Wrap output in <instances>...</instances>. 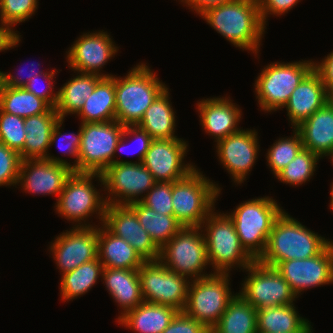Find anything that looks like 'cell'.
Masks as SVG:
<instances>
[{"instance_id": "obj_26", "label": "cell", "mask_w": 333, "mask_h": 333, "mask_svg": "<svg viewBox=\"0 0 333 333\" xmlns=\"http://www.w3.org/2000/svg\"><path fill=\"white\" fill-rule=\"evenodd\" d=\"M102 278L109 294L122 308L118 320L144 301L138 270L104 268Z\"/></svg>"}, {"instance_id": "obj_53", "label": "cell", "mask_w": 333, "mask_h": 333, "mask_svg": "<svg viewBox=\"0 0 333 333\" xmlns=\"http://www.w3.org/2000/svg\"><path fill=\"white\" fill-rule=\"evenodd\" d=\"M329 103L333 106V90L329 92Z\"/></svg>"}, {"instance_id": "obj_5", "label": "cell", "mask_w": 333, "mask_h": 333, "mask_svg": "<svg viewBox=\"0 0 333 333\" xmlns=\"http://www.w3.org/2000/svg\"><path fill=\"white\" fill-rule=\"evenodd\" d=\"M222 189L195 168L186 177L172 182L174 217L183 227H200Z\"/></svg>"}, {"instance_id": "obj_36", "label": "cell", "mask_w": 333, "mask_h": 333, "mask_svg": "<svg viewBox=\"0 0 333 333\" xmlns=\"http://www.w3.org/2000/svg\"><path fill=\"white\" fill-rule=\"evenodd\" d=\"M50 108L45 100L24 88L1 86L0 109L6 113L27 118L46 113Z\"/></svg>"}, {"instance_id": "obj_37", "label": "cell", "mask_w": 333, "mask_h": 333, "mask_svg": "<svg viewBox=\"0 0 333 333\" xmlns=\"http://www.w3.org/2000/svg\"><path fill=\"white\" fill-rule=\"evenodd\" d=\"M320 158L321 157L316 153L303 148L297 156L276 175V178L292 186L302 185L306 181H309L314 175Z\"/></svg>"}, {"instance_id": "obj_18", "label": "cell", "mask_w": 333, "mask_h": 333, "mask_svg": "<svg viewBox=\"0 0 333 333\" xmlns=\"http://www.w3.org/2000/svg\"><path fill=\"white\" fill-rule=\"evenodd\" d=\"M256 130L240 129L216 143L219 161L236 184L246 180L258 158L259 138Z\"/></svg>"}, {"instance_id": "obj_41", "label": "cell", "mask_w": 333, "mask_h": 333, "mask_svg": "<svg viewBox=\"0 0 333 333\" xmlns=\"http://www.w3.org/2000/svg\"><path fill=\"white\" fill-rule=\"evenodd\" d=\"M140 201L157 213L173 215L172 182H156Z\"/></svg>"}, {"instance_id": "obj_20", "label": "cell", "mask_w": 333, "mask_h": 333, "mask_svg": "<svg viewBox=\"0 0 333 333\" xmlns=\"http://www.w3.org/2000/svg\"><path fill=\"white\" fill-rule=\"evenodd\" d=\"M118 47L107 32H87L81 35L69 48L67 62L70 69L78 73L96 74L112 77L111 74L99 72L102 67L118 52Z\"/></svg>"}, {"instance_id": "obj_28", "label": "cell", "mask_w": 333, "mask_h": 333, "mask_svg": "<svg viewBox=\"0 0 333 333\" xmlns=\"http://www.w3.org/2000/svg\"><path fill=\"white\" fill-rule=\"evenodd\" d=\"M178 312L177 309L168 305L143 301L117 322L138 333H162Z\"/></svg>"}, {"instance_id": "obj_15", "label": "cell", "mask_w": 333, "mask_h": 333, "mask_svg": "<svg viewBox=\"0 0 333 333\" xmlns=\"http://www.w3.org/2000/svg\"><path fill=\"white\" fill-rule=\"evenodd\" d=\"M298 297L309 288L333 283V241L318 255L282 261L275 267Z\"/></svg>"}, {"instance_id": "obj_14", "label": "cell", "mask_w": 333, "mask_h": 333, "mask_svg": "<svg viewBox=\"0 0 333 333\" xmlns=\"http://www.w3.org/2000/svg\"><path fill=\"white\" fill-rule=\"evenodd\" d=\"M244 270L248 275L239 294L254 308L290 305L298 298L275 267L255 260Z\"/></svg>"}, {"instance_id": "obj_40", "label": "cell", "mask_w": 333, "mask_h": 333, "mask_svg": "<svg viewBox=\"0 0 333 333\" xmlns=\"http://www.w3.org/2000/svg\"><path fill=\"white\" fill-rule=\"evenodd\" d=\"M37 3L38 0H0V23L18 35L13 25L30 19L35 14Z\"/></svg>"}, {"instance_id": "obj_47", "label": "cell", "mask_w": 333, "mask_h": 333, "mask_svg": "<svg viewBox=\"0 0 333 333\" xmlns=\"http://www.w3.org/2000/svg\"><path fill=\"white\" fill-rule=\"evenodd\" d=\"M300 0H258L262 22L266 25L268 15L280 16L290 11Z\"/></svg>"}, {"instance_id": "obj_4", "label": "cell", "mask_w": 333, "mask_h": 333, "mask_svg": "<svg viewBox=\"0 0 333 333\" xmlns=\"http://www.w3.org/2000/svg\"><path fill=\"white\" fill-rule=\"evenodd\" d=\"M283 211L272 197L265 196L240 203L228 214L241 246L254 260L264 253L273 224Z\"/></svg>"}, {"instance_id": "obj_42", "label": "cell", "mask_w": 333, "mask_h": 333, "mask_svg": "<svg viewBox=\"0 0 333 333\" xmlns=\"http://www.w3.org/2000/svg\"><path fill=\"white\" fill-rule=\"evenodd\" d=\"M21 157L0 142V186L18 185Z\"/></svg>"}, {"instance_id": "obj_54", "label": "cell", "mask_w": 333, "mask_h": 333, "mask_svg": "<svg viewBox=\"0 0 333 333\" xmlns=\"http://www.w3.org/2000/svg\"><path fill=\"white\" fill-rule=\"evenodd\" d=\"M1 86H2V72L0 71V89H1Z\"/></svg>"}, {"instance_id": "obj_11", "label": "cell", "mask_w": 333, "mask_h": 333, "mask_svg": "<svg viewBox=\"0 0 333 333\" xmlns=\"http://www.w3.org/2000/svg\"><path fill=\"white\" fill-rule=\"evenodd\" d=\"M124 126L118 121L81 123L78 172L102 173L115 163V148Z\"/></svg>"}, {"instance_id": "obj_7", "label": "cell", "mask_w": 333, "mask_h": 333, "mask_svg": "<svg viewBox=\"0 0 333 333\" xmlns=\"http://www.w3.org/2000/svg\"><path fill=\"white\" fill-rule=\"evenodd\" d=\"M97 178L103 185V179L100 173L97 172H76L69 176L64 189L59 195L55 203V210L57 213L65 217V219L76 222L78 224L74 227H91L90 223H86L94 213L99 216L101 225L104 221L106 202L105 198L100 196L98 189L92 184L93 180ZM98 212V213H97ZM84 221V222H83ZM84 223V224H83Z\"/></svg>"}, {"instance_id": "obj_55", "label": "cell", "mask_w": 333, "mask_h": 333, "mask_svg": "<svg viewBox=\"0 0 333 333\" xmlns=\"http://www.w3.org/2000/svg\"><path fill=\"white\" fill-rule=\"evenodd\" d=\"M313 330H312V327L306 332V333H312Z\"/></svg>"}, {"instance_id": "obj_10", "label": "cell", "mask_w": 333, "mask_h": 333, "mask_svg": "<svg viewBox=\"0 0 333 333\" xmlns=\"http://www.w3.org/2000/svg\"><path fill=\"white\" fill-rule=\"evenodd\" d=\"M202 232L200 227H182L160 249L159 260L172 272L191 281L212 275L203 272L209 262Z\"/></svg>"}, {"instance_id": "obj_38", "label": "cell", "mask_w": 333, "mask_h": 333, "mask_svg": "<svg viewBox=\"0 0 333 333\" xmlns=\"http://www.w3.org/2000/svg\"><path fill=\"white\" fill-rule=\"evenodd\" d=\"M293 132L291 137L279 138L267 151L266 159L274 176L284 169L304 148L298 131L294 128Z\"/></svg>"}, {"instance_id": "obj_32", "label": "cell", "mask_w": 333, "mask_h": 333, "mask_svg": "<svg viewBox=\"0 0 333 333\" xmlns=\"http://www.w3.org/2000/svg\"><path fill=\"white\" fill-rule=\"evenodd\" d=\"M96 74L80 73L71 78L58 90V101L55 107L60 118L69 114H78L84 101L93 93L96 84L102 79Z\"/></svg>"}, {"instance_id": "obj_34", "label": "cell", "mask_w": 333, "mask_h": 333, "mask_svg": "<svg viewBox=\"0 0 333 333\" xmlns=\"http://www.w3.org/2000/svg\"><path fill=\"white\" fill-rule=\"evenodd\" d=\"M128 206L136 213L140 225L160 249L183 227L174 215L157 213L141 201Z\"/></svg>"}, {"instance_id": "obj_1", "label": "cell", "mask_w": 333, "mask_h": 333, "mask_svg": "<svg viewBox=\"0 0 333 333\" xmlns=\"http://www.w3.org/2000/svg\"><path fill=\"white\" fill-rule=\"evenodd\" d=\"M200 16L235 47L258 53L266 29L258 0H234Z\"/></svg>"}, {"instance_id": "obj_16", "label": "cell", "mask_w": 333, "mask_h": 333, "mask_svg": "<svg viewBox=\"0 0 333 333\" xmlns=\"http://www.w3.org/2000/svg\"><path fill=\"white\" fill-rule=\"evenodd\" d=\"M57 236L49 246L62 274L98 257V226L72 227Z\"/></svg>"}, {"instance_id": "obj_35", "label": "cell", "mask_w": 333, "mask_h": 333, "mask_svg": "<svg viewBox=\"0 0 333 333\" xmlns=\"http://www.w3.org/2000/svg\"><path fill=\"white\" fill-rule=\"evenodd\" d=\"M103 264L98 257L83 263L61 277L60 294L63 301L73 300L87 293L102 277Z\"/></svg>"}, {"instance_id": "obj_44", "label": "cell", "mask_w": 333, "mask_h": 333, "mask_svg": "<svg viewBox=\"0 0 333 333\" xmlns=\"http://www.w3.org/2000/svg\"><path fill=\"white\" fill-rule=\"evenodd\" d=\"M58 72L56 69L52 71H46L43 74H38L34 76L32 79H30L26 85L24 86V89L27 90L28 92L33 93L35 96L42 98L45 100L51 107L55 108L57 105L58 101V91H56L55 94H53L54 90H52L54 87V76ZM40 77L43 79L47 80V87L43 88L40 87L38 88L37 85L41 82H39Z\"/></svg>"}, {"instance_id": "obj_31", "label": "cell", "mask_w": 333, "mask_h": 333, "mask_svg": "<svg viewBox=\"0 0 333 333\" xmlns=\"http://www.w3.org/2000/svg\"><path fill=\"white\" fill-rule=\"evenodd\" d=\"M298 314L294 304L257 309V333L307 332L312 326Z\"/></svg>"}, {"instance_id": "obj_23", "label": "cell", "mask_w": 333, "mask_h": 333, "mask_svg": "<svg viewBox=\"0 0 333 333\" xmlns=\"http://www.w3.org/2000/svg\"><path fill=\"white\" fill-rule=\"evenodd\" d=\"M202 128L219 142L240 130L237 127L241 119V109L227 97L202 99L197 102Z\"/></svg>"}, {"instance_id": "obj_8", "label": "cell", "mask_w": 333, "mask_h": 333, "mask_svg": "<svg viewBox=\"0 0 333 333\" xmlns=\"http://www.w3.org/2000/svg\"><path fill=\"white\" fill-rule=\"evenodd\" d=\"M313 69L312 60L274 62L264 67L254 85L261 110L271 112L284 108L291 93Z\"/></svg>"}, {"instance_id": "obj_43", "label": "cell", "mask_w": 333, "mask_h": 333, "mask_svg": "<svg viewBox=\"0 0 333 333\" xmlns=\"http://www.w3.org/2000/svg\"><path fill=\"white\" fill-rule=\"evenodd\" d=\"M64 122V118H59L58 122L56 123V125L54 126V129L52 131V135L50 138V146L53 145L55 142L57 143L58 141V148L65 149L64 153H67L68 155H70V157L72 156L73 158H75L76 160H74L75 162L72 165V169L76 172H78V158H79V147H80V143H81V126L79 128V132L77 134L75 133H61V125ZM65 139H67L66 143L62 142L63 140L65 141ZM62 143V144H61ZM65 143V144H64ZM65 146V147H64Z\"/></svg>"}, {"instance_id": "obj_46", "label": "cell", "mask_w": 333, "mask_h": 333, "mask_svg": "<svg viewBox=\"0 0 333 333\" xmlns=\"http://www.w3.org/2000/svg\"><path fill=\"white\" fill-rule=\"evenodd\" d=\"M202 323L188 316L184 311H179L171 323L162 333H207Z\"/></svg>"}, {"instance_id": "obj_29", "label": "cell", "mask_w": 333, "mask_h": 333, "mask_svg": "<svg viewBox=\"0 0 333 333\" xmlns=\"http://www.w3.org/2000/svg\"><path fill=\"white\" fill-rule=\"evenodd\" d=\"M81 123L116 120L115 76L103 77L78 113Z\"/></svg>"}, {"instance_id": "obj_24", "label": "cell", "mask_w": 333, "mask_h": 333, "mask_svg": "<svg viewBox=\"0 0 333 333\" xmlns=\"http://www.w3.org/2000/svg\"><path fill=\"white\" fill-rule=\"evenodd\" d=\"M59 118L60 116L53 107L46 113L24 118L26 135L23 146V160L46 159L72 168V164L66 160L47 154L50 148L52 131Z\"/></svg>"}, {"instance_id": "obj_30", "label": "cell", "mask_w": 333, "mask_h": 333, "mask_svg": "<svg viewBox=\"0 0 333 333\" xmlns=\"http://www.w3.org/2000/svg\"><path fill=\"white\" fill-rule=\"evenodd\" d=\"M169 88L166 87L146 110L137 125L153 140L178 139L175 136V113L170 102Z\"/></svg>"}, {"instance_id": "obj_6", "label": "cell", "mask_w": 333, "mask_h": 333, "mask_svg": "<svg viewBox=\"0 0 333 333\" xmlns=\"http://www.w3.org/2000/svg\"><path fill=\"white\" fill-rule=\"evenodd\" d=\"M213 209L200 226L204 228L207 259L218 273H229L235 265L245 269L255 260L241 246L234 223L228 213ZM206 227V228H205ZM230 270V271H229Z\"/></svg>"}, {"instance_id": "obj_3", "label": "cell", "mask_w": 333, "mask_h": 333, "mask_svg": "<svg viewBox=\"0 0 333 333\" xmlns=\"http://www.w3.org/2000/svg\"><path fill=\"white\" fill-rule=\"evenodd\" d=\"M139 64L124 78L115 77L116 121L123 126L138 125L148 107L167 86L149 66Z\"/></svg>"}, {"instance_id": "obj_17", "label": "cell", "mask_w": 333, "mask_h": 333, "mask_svg": "<svg viewBox=\"0 0 333 333\" xmlns=\"http://www.w3.org/2000/svg\"><path fill=\"white\" fill-rule=\"evenodd\" d=\"M188 144L182 139L152 140L141 162L156 182H174L186 177L196 167L185 164Z\"/></svg>"}, {"instance_id": "obj_13", "label": "cell", "mask_w": 333, "mask_h": 333, "mask_svg": "<svg viewBox=\"0 0 333 333\" xmlns=\"http://www.w3.org/2000/svg\"><path fill=\"white\" fill-rule=\"evenodd\" d=\"M143 300L184 311L189 279L169 270L160 260L145 261L138 269Z\"/></svg>"}, {"instance_id": "obj_25", "label": "cell", "mask_w": 333, "mask_h": 333, "mask_svg": "<svg viewBox=\"0 0 333 333\" xmlns=\"http://www.w3.org/2000/svg\"><path fill=\"white\" fill-rule=\"evenodd\" d=\"M295 129L301 136L304 149L321 158L330 156L333 159V106L329 101Z\"/></svg>"}, {"instance_id": "obj_27", "label": "cell", "mask_w": 333, "mask_h": 333, "mask_svg": "<svg viewBox=\"0 0 333 333\" xmlns=\"http://www.w3.org/2000/svg\"><path fill=\"white\" fill-rule=\"evenodd\" d=\"M97 252L104 268L138 270L145 262L126 240L115 236L103 224L98 228Z\"/></svg>"}, {"instance_id": "obj_33", "label": "cell", "mask_w": 333, "mask_h": 333, "mask_svg": "<svg viewBox=\"0 0 333 333\" xmlns=\"http://www.w3.org/2000/svg\"><path fill=\"white\" fill-rule=\"evenodd\" d=\"M257 309L239 293L229 302L212 333H257Z\"/></svg>"}, {"instance_id": "obj_19", "label": "cell", "mask_w": 333, "mask_h": 333, "mask_svg": "<svg viewBox=\"0 0 333 333\" xmlns=\"http://www.w3.org/2000/svg\"><path fill=\"white\" fill-rule=\"evenodd\" d=\"M103 225L115 236L126 240L144 261L159 260L160 248L128 205H106Z\"/></svg>"}, {"instance_id": "obj_21", "label": "cell", "mask_w": 333, "mask_h": 333, "mask_svg": "<svg viewBox=\"0 0 333 333\" xmlns=\"http://www.w3.org/2000/svg\"><path fill=\"white\" fill-rule=\"evenodd\" d=\"M73 169L46 159L22 160L19 180L25 192L38 195H59Z\"/></svg>"}, {"instance_id": "obj_12", "label": "cell", "mask_w": 333, "mask_h": 333, "mask_svg": "<svg viewBox=\"0 0 333 333\" xmlns=\"http://www.w3.org/2000/svg\"><path fill=\"white\" fill-rule=\"evenodd\" d=\"M101 176L103 189L105 188L103 191L109 193L104 197L107 205H129L139 202V196L147 194L156 184L151 172L136 161L117 159L101 173Z\"/></svg>"}, {"instance_id": "obj_2", "label": "cell", "mask_w": 333, "mask_h": 333, "mask_svg": "<svg viewBox=\"0 0 333 333\" xmlns=\"http://www.w3.org/2000/svg\"><path fill=\"white\" fill-rule=\"evenodd\" d=\"M331 242L307 229L284 210L274 222L265 251L258 261L276 267L282 261L316 256Z\"/></svg>"}, {"instance_id": "obj_50", "label": "cell", "mask_w": 333, "mask_h": 333, "mask_svg": "<svg viewBox=\"0 0 333 333\" xmlns=\"http://www.w3.org/2000/svg\"><path fill=\"white\" fill-rule=\"evenodd\" d=\"M234 0H181L184 4L189 6L192 11L199 15L203 14L206 10H209L213 7L221 6L226 3H230Z\"/></svg>"}, {"instance_id": "obj_52", "label": "cell", "mask_w": 333, "mask_h": 333, "mask_svg": "<svg viewBox=\"0 0 333 333\" xmlns=\"http://www.w3.org/2000/svg\"><path fill=\"white\" fill-rule=\"evenodd\" d=\"M331 188V191H330V209H332L333 210V183H332V186L330 187Z\"/></svg>"}, {"instance_id": "obj_22", "label": "cell", "mask_w": 333, "mask_h": 333, "mask_svg": "<svg viewBox=\"0 0 333 333\" xmlns=\"http://www.w3.org/2000/svg\"><path fill=\"white\" fill-rule=\"evenodd\" d=\"M328 100L329 93L321 75L313 69L291 93L289 101L284 106L293 129L321 109Z\"/></svg>"}, {"instance_id": "obj_45", "label": "cell", "mask_w": 333, "mask_h": 333, "mask_svg": "<svg viewBox=\"0 0 333 333\" xmlns=\"http://www.w3.org/2000/svg\"><path fill=\"white\" fill-rule=\"evenodd\" d=\"M135 137L134 142H138V149L135 150L134 153H138V161L141 163L143 161L144 155L148 151L150 144L152 142V138L148 135V133L141 128H139L137 125L136 126H124L123 133L121 135V138L118 140L116 148H115V153L119 150H123L125 148V142L128 140L127 138L130 137Z\"/></svg>"}, {"instance_id": "obj_51", "label": "cell", "mask_w": 333, "mask_h": 333, "mask_svg": "<svg viewBox=\"0 0 333 333\" xmlns=\"http://www.w3.org/2000/svg\"><path fill=\"white\" fill-rule=\"evenodd\" d=\"M20 35H16L4 24H0V52L9 50L19 45Z\"/></svg>"}, {"instance_id": "obj_48", "label": "cell", "mask_w": 333, "mask_h": 333, "mask_svg": "<svg viewBox=\"0 0 333 333\" xmlns=\"http://www.w3.org/2000/svg\"><path fill=\"white\" fill-rule=\"evenodd\" d=\"M314 69L321 75L322 81L328 91L333 90V51L322 59V62H314Z\"/></svg>"}, {"instance_id": "obj_49", "label": "cell", "mask_w": 333, "mask_h": 333, "mask_svg": "<svg viewBox=\"0 0 333 333\" xmlns=\"http://www.w3.org/2000/svg\"><path fill=\"white\" fill-rule=\"evenodd\" d=\"M34 65L35 63H32L31 64V70L29 71V74L27 76V79H23L20 77H18L17 75L16 76H13L11 73H5L2 71V86H7V87H15V88H24V86L26 85V83L32 79L34 76L38 75V74H43L45 72L43 71H37V72H34ZM38 66H40V63L37 64ZM20 72V71H19ZM24 72V70L22 69L21 70V73ZM27 73V71H25ZM18 74V73H17Z\"/></svg>"}, {"instance_id": "obj_9", "label": "cell", "mask_w": 333, "mask_h": 333, "mask_svg": "<svg viewBox=\"0 0 333 333\" xmlns=\"http://www.w3.org/2000/svg\"><path fill=\"white\" fill-rule=\"evenodd\" d=\"M228 278L229 273L214 272L191 281L184 312L211 330L237 294H232Z\"/></svg>"}, {"instance_id": "obj_39", "label": "cell", "mask_w": 333, "mask_h": 333, "mask_svg": "<svg viewBox=\"0 0 333 333\" xmlns=\"http://www.w3.org/2000/svg\"><path fill=\"white\" fill-rule=\"evenodd\" d=\"M25 135L24 118L0 109V142L18 152L22 160Z\"/></svg>"}]
</instances>
